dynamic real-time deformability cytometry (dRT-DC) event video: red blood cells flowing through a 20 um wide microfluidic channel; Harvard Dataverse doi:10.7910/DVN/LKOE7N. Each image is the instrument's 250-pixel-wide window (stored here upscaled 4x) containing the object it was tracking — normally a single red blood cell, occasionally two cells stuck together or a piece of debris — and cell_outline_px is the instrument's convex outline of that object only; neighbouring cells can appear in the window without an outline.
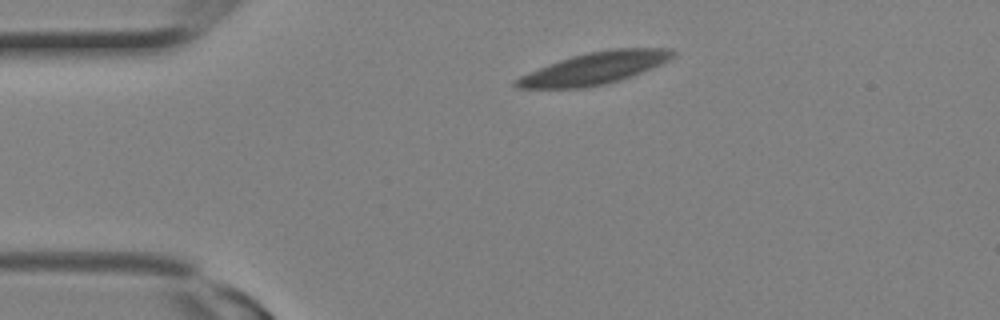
{"species": "Egyptian fruit bat (a non-hibernating species)", "species_latin": "Rousettus aegyptiacus", "temperature_condition": "room temperature", "stored_images_in_passage": 2, "camera_frame_rate_fps": 3000, "um_per_image_px": 0.085, "animal": {"sex": "female"}, "frame": {"image": 1, "passage_image": 1, "time_ms": 0.0, "image_size_px": [1000, 320], "cell_outline_px": [[676, 52], [668, 60], [660, 64], [632, 76], [620, 80], [604, 84], [584, 88], [516, 88], [512, 84], [512, 80], [528, 72], [548, 64], [572, 56], [588, 52], [612, 48], [672, 48]], "centroid_in_image_um": [50.49, 5.8], "position_along_channel_um": 34.5, "area_um2": 29.19}}